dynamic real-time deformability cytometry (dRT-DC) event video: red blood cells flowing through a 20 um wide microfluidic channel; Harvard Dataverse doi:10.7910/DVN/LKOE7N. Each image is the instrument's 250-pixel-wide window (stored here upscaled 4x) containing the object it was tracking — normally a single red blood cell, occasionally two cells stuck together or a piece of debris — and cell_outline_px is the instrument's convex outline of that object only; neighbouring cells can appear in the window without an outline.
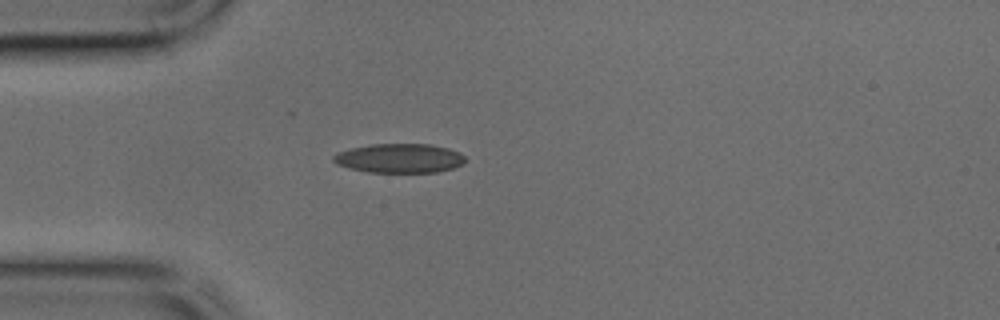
{"species": "common noctule bat (a hibernating species)", "species_latin": "Nyctalus noctula", "temperature_condition": "cold", "stored_images_in_passage": 33, "camera_frame_rate_fps": 3000, "um_per_image_px": 0.085, "animal": {"sex": "male", "body_mass_g": 17.9, "forearm_length_mm": 54.2}, "frame": {"image": 1, "passage_image": 1, "time_ms": 0.0, "image_size_px": [1000, 320], "cell_outline_px": [[464, 164], [452, 168], [436, 172], [368, 172], [336, 164], [332, 160], [332, 156], [336, 152], [352, 148], [372, 144], [432, 144], [448, 148], [460, 152], [464, 156]], "centroid_in_image_um": [33.95, 13.44], "position_along_channel_um": 51.0, "area_um2": 22.43}}
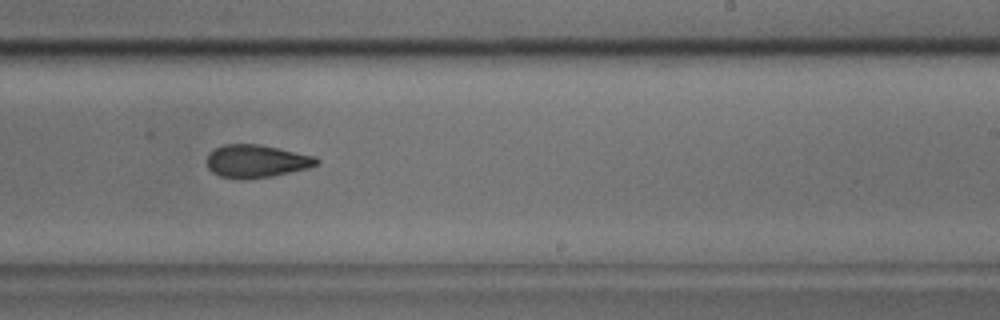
{"frame": {"image": 2, "passage_image": 16, "time_ms": 5.0, "image_size_px": [1000, 320], "cell_outline_px": [[320, 160], [316, 164], [308, 168], [272, 176], [244, 180], [220, 176], [212, 172], [208, 168], [208, 156], [216, 148], [224, 144], [260, 144], [316, 156]], "centroid_in_image_um": [21.81, 13.7], "position_along_channel_um": 267.2, "area_um2": 20.92}}
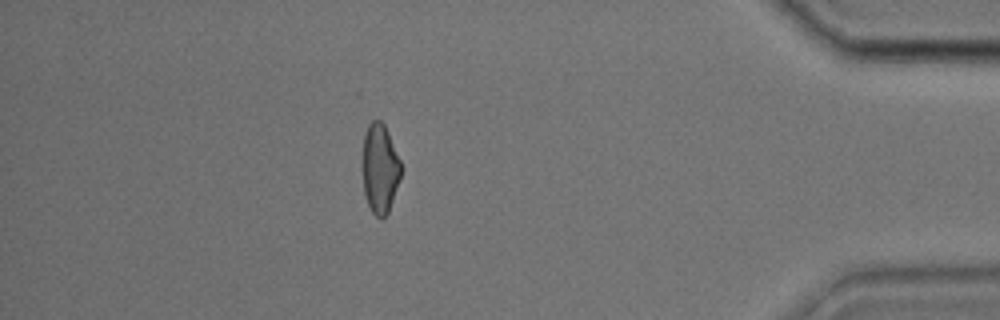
{"frame": {"image": 3, "passage_image": 28, "time_ms": 9.0, "image_size_px": [1000, 320], "cell_outline_px": [[404, 168], [400, 180], [388, 212], [380, 220], [372, 212], [368, 204], [364, 192], [364, 136], [368, 124], [372, 120], [380, 120], [384, 124], [388, 132]], "centroid_in_image_um": [32.34, 14.33], "position_along_channel_um": 402.9, "area_um2": 19.94}}